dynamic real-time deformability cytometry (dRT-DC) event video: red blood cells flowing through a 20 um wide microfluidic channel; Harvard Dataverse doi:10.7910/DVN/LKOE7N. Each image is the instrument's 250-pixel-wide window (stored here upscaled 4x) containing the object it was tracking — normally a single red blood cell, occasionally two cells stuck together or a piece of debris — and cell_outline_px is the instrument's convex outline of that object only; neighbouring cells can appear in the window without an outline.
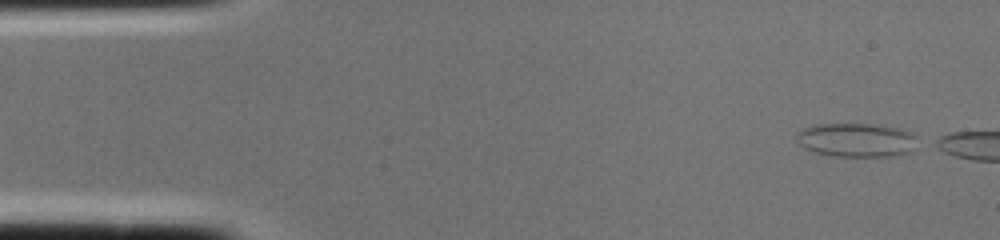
{"species": "common noctule bat (a hibernating species)", "species_latin": "Nyctalus noctula", "temperature_condition": "cold", "stored_images_in_passage": 2, "segment_of_instrument_passage": [2, 2], "camera_frame_rate_fps": 3000, "um_per_image_px": 0.085, "animal": {"sex": "female", "body_mass_g": 22.0, "forearm_length_mm": 56.7}, "frame": {"image": 1, "passage_image": 2, "time_ms": 0.333, "image_size_px": [1000, 240], "cell_outline_px": [[916, 136], [912, 152], [888, 156], [836, 156], [816, 152], [804, 148], [796, 140], [796, 132], [812, 124], [872, 124], [896, 128], [908, 132]], "centroid_in_image_um": [72.74, 11.89], "position_along_channel_um": 12.3, "area_um2": 23.64}}